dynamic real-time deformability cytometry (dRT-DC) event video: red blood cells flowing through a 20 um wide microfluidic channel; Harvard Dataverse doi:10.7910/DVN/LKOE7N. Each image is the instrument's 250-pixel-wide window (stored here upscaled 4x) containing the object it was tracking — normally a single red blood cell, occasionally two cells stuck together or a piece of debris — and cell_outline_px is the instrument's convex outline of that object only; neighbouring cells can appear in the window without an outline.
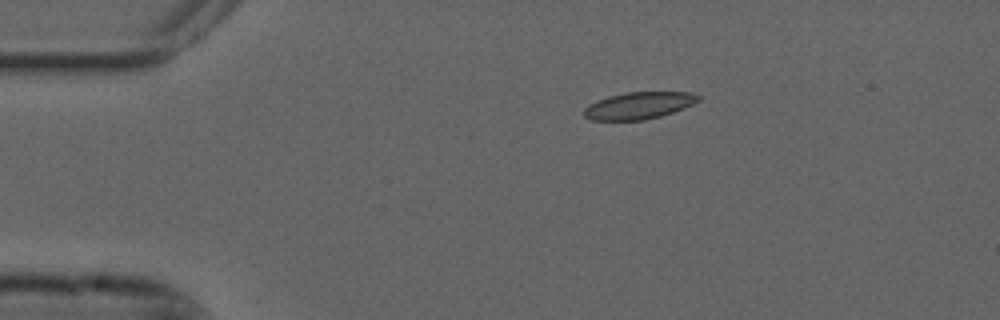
{"species": "common noctule bat (a hibernating species)", "species_latin": "Nyctalus noctula", "temperature_condition": "cold", "stored_images_in_passage": 45, "camera_frame_rate_fps": 3000, "um_per_image_px": 0.085, "animal": {"sex": "male", "forearm_length_mm": 52.5}, "frame": {"image": 1, "passage_image": 1, "time_ms": 0.0, "image_size_px": [1000, 320], "cell_outline_px": [[700, 100], [684, 108], [660, 116], [644, 120], [592, 120], [584, 116], [584, 108], [588, 104], [596, 100], [608, 96], [624, 92], [692, 92], [700, 96]], "centroid_in_image_um": [54.28, 8.96], "position_along_channel_um": 30.7, "area_um2": 18.03}}
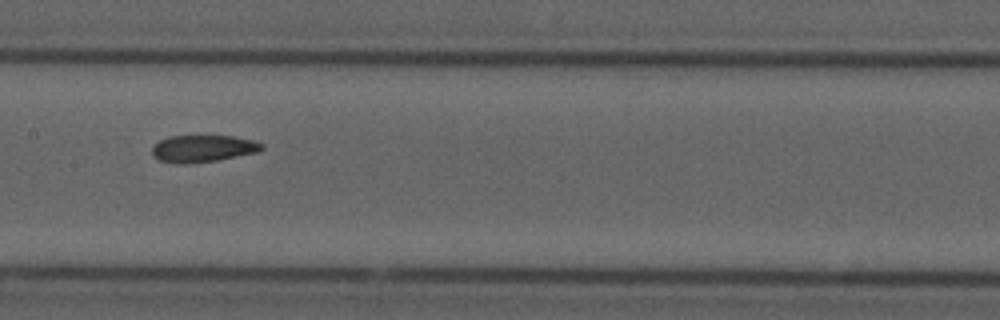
{"frame": {"image": 2, "passage_image": 18, "time_ms": 5.667, "image_size_px": [1000, 320], "cell_outline_px": [[264, 148], [256, 152], [216, 160], [188, 164], [176, 164], [160, 160], [152, 156], [152, 148], [160, 140], [168, 136], [232, 136], [252, 140], [264, 144]], "centroid_in_image_um": [17.22, 12.63], "position_along_channel_um": 190.2, "area_um2": 17.17}}
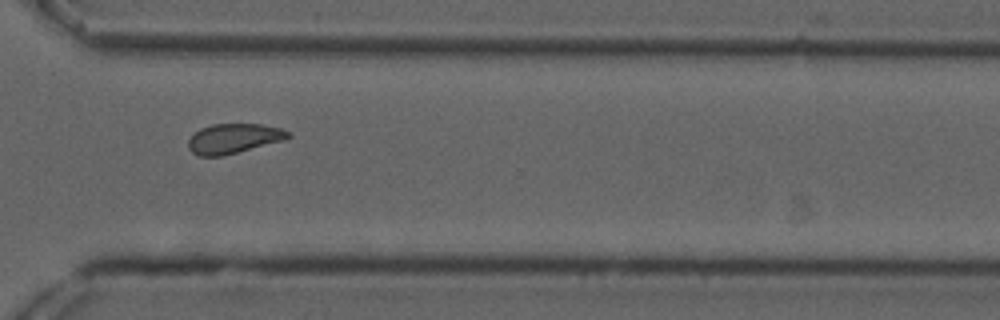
{"frame": {"image": 3, "passage_image": 31, "time_ms": 10.0, "image_size_px": [1000, 320], "cell_outline_px": [[292, 136], [284, 140], [220, 156], [200, 156], [192, 152], [188, 148], [188, 140], [200, 128], [212, 124], [260, 124], [280, 128], [292, 132]], "centroid_in_image_um": [19.87, 11.76], "position_along_channel_um": 350.7, "area_um2": 17.17}, "authors_computed_cell_mechanics": {"area_um2": 17.8602, "velocity_mm_per_s": 3.7103, "shape_relaxation_time_tau1_ms": null, "shape_relaxation_time_tau2_ms": 3.5069, "deformation_change_tau1": null, "deformation_change_tau2": 0.079}}